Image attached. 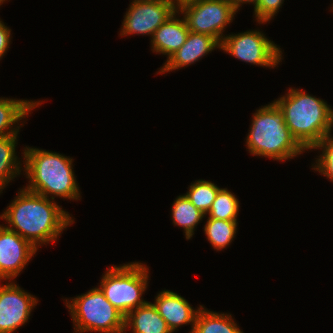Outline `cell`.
<instances>
[{
	"label": "cell",
	"instance_id": "52a82bcc",
	"mask_svg": "<svg viewBox=\"0 0 333 333\" xmlns=\"http://www.w3.org/2000/svg\"><path fill=\"white\" fill-rule=\"evenodd\" d=\"M177 11L183 14L191 32L210 35L220 44L225 36V27L237 13L227 0H197L179 7Z\"/></svg>",
	"mask_w": 333,
	"mask_h": 333
},
{
	"label": "cell",
	"instance_id": "6da1fadb",
	"mask_svg": "<svg viewBox=\"0 0 333 333\" xmlns=\"http://www.w3.org/2000/svg\"><path fill=\"white\" fill-rule=\"evenodd\" d=\"M19 192L0 217L8 222L7 229L18 233L37 249L40 244L57 240L61 232L73 224L72 217L53 199L26 188Z\"/></svg>",
	"mask_w": 333,
	"mask_h": 333
},
{
	"label": "cell",
	"instance_id": "3957f363",
	"mask_svg": "<svg viewBox=\"0 0 333 333\" xmlns=\"http://www.w3.org/2000/svg\"><path fill=\"white\" fill-rule=\"evenodd\" d=\"M28 191L54 200L55 197L80 200V191L73 172V159L39 148H24L23 152ZM50 195V196H49ZM53 195V196H52Z\"/></svg>",
	"mask_w": 333,
	"mask_h": 333
},
{
	"label": "cell",
	"instance_id": "d4e9b609",
	"mask_svg": "<svg viewBox=\"0 0 333 333\" xmlns=\"http://www.w3.org/2000/svg\"><path fill=\"white\" fill-rule=\"evenodd\" d=\"M11 29L0 20V59L5 55L10 46Z\"/></svg>",
	"mask_w": 333,
	"mask_h": 333
},
{
	"label": "cell",
	"instance_id": "4316f807",
	"mask_svg": "<svg viewBox=\"0 0 333 333\" xmlns=\"http://www.w3.org/2000/svg\"><path fill=\"white\" fill-rule=\"evenodd\" d=\"M197 1V0H171L172 4L178 9L179 7L188 4L190 2Z\"/></svg>",
	"mask_w": 333,
	"mask_h": 333
},
{
	"label": "cell",
	"instance_id": "8fae6325",
	"mask_svg": "<svg viewBox=\"0 0 333 333\" xmlns=\"http://www.w3.org/2000/svg\"><path fill=\"white\" fill-rule=\"evenodd\" d=\"M36 251L28 240L0 225V281H13Z\"/></svg>",
	"mask_w": 333,
	"mask_h": 333
},
{
	"label": "cell",
	"instance_id": "ffe728a7",
	"mask_svg": "<svg viewBox=\"0 0 333 333\" xmlns=\"http://www.w3.org/2000/svg\"><path fill=\"white\" fill-rule=\"evenodd\" d=\"M237 224V220L207 219L204 225V232L216 251H220L230 245L236 236Z\"/></svg>",
	"mask_w": 333,
	"mask_h": 333
},
{
	"label": "cell",
	"instance_id": "83f0119b",
	"mask_svg": "<svg viewBox=\"0 0 333 333\" xmlns=\"http://www.w3.org/2000/svg\"><path fill=\"white\" fill-rule=\"evenodd\" d=\"M4 1H6V0H0V6L2 5V3H3Z\"/></svg>",
	"mask_w": 333,
	"mask_h": 333
},
{
	"label": "cell",
	"instance_id": "277c9868",
	"mask_svg": "<svg viewBox=\"0 0 333 333\" xmlns=\"http://www.w3.org/2000/svg\"><path fill=\"white\" fill-rule=\"evenodd\" d=\"M246 144L249 153L280 161L292 159L305 151L291 134L283 112L274 102L256 110Z\"/></svg>",
	"mask_w": 333,
	"mask_h": 333
},
{
	"label": "cell",
	"instance_id": "9a60e30c",
	"mask_svg": "<svg viewBox=\"0 0 333 333\" xmlns=\"http://www.w3.org/2000/svg\"><path fill=\"white\" fill-rule=\"evenodd\" d=\"M128 328L133 333H172L151 302L137 307L125 316V331Z\"/></svg>",
	"mask_w": 333,
	"mask_h": 333
},
{
	"label": "cell",
	"instance_id": "30bf717a",
	"mask_svg": "<svg viewBox=\"0 0 333 333\" xmlns=\"http://www.w3.org/2000/svg\"><path fill=\"white\" fill-rule=\"evenodd\" d=\"M37 302L13 281L0 285V333H13L24 325Z\"/></svg>",
	"mask_w": 333,
	"mask_h": 333
},
{
	"label": "cell",
	"instance_id": "ba28073f",
	"mask_svg": "<svg viewBox=\"0 0 333 333\" xmlns=\"http://www.w3.org/2000/svg\"><path fill=\"white\" fill-rule=\"evenodd\" d=\"M221 50L235 58L263 67H276L282 61L280 48L258 30L224 36Z\"/></svg>",
	"mask_w": 333,
	"mask_h": 333
},
{
	"label": "cell",
	"instance_id": "7402d4cb",
	"mask_svg": "<svg viewBox=\"0 0 333 333\" xmlns=\"http://www.w3.org/2000/svg\"><path fill=\"white\" fill-rule=\"evenodd\" d=\"M239 201L227 188H221L213 201L208 218L237 220Z\"/></svg>",
	"mask_w": 333,
	"mask_h": 333
},
{
	"label": "cell",
	"instance_id": "ac0fdd59",
	"mask_svg": "<svg viewBox=\"0 0 333 333\" xmlns=\"http://www.w3.org/2000/svg\"><path fill=\"white\" fill-rule=\"evenodd\" d=\"M17 135L0 136V193L5 186L20 175L22 167L16 156Z\"/></svg>",
	"mask_w": 333,
	"mask_h": 333
},
{
	"label": "cell",
	"instance_id": "5bb4252c",
	"mask_svg": "<svg viewBox=\"0 0 333 333\" xmlns=\"http://www.w3.org/2000/svg\"><path fill=\"white\" fill-rule=\"evenodd\" d=\"M175 11L153 34L152 51L167 55L169 59L185 43L189 34L184 18L177 19Z\"/></svg>",
	"mask_w": 333,
	"mask_h": 333
},
{
	"label": "cell",
	"instance_id": "d6986e66",
	"mask_svg": "<svg viewBox=\"0 0 333 333\" xmlns=\"http://www.w3.org/2000/svg\"><path fill=\"white\" fill-rule=\"evenodd\" d=\"M171 211L173 224L183 227L187 240L192 238L195 227L205 216L185 195H180L175 199Z\"/></svg>",
	"mask_w": 333,
	"mask_h": 333
},
{
	"label": "cell",
	"instance_id": "603a6c76",
	"mask_svg": "<svg viewBox=\"0 0 333 333\" xmlns=\"http://www.w3.org/2000/svg\"><path fill=\"white\" fill-rule=\"evenodd\" d=\"M313 149L323 150L312 169L333 182V137L331 134H327Z\"/></svg>",
	"mask_w": 333,
	"mask_h": 333
},
{
	"label": "cell",
	"instance_id": "44dd1931",
	"mask_svg": "<svg viewBox=\"0 0 333 333\" xmlns=\"http://www.w3.org/2000/svg\"><path fill=\"white\" fill-rule=\"evenodd\" d=\"M188 188V192L184 195L197 209L207 215L218 191L221 188L206 180H197Z\"/></svg>",
	"mask_w": 333,
	"mask_h": 333
},
{
	"label": "cell",
	"instance_id": "5b68a950",
	"mask_svg": "<svg viewBox=\"0 0 333 333\" xmlns=\"http://www.w3.org/2000/svg\"><path fill=\"white\" fill-rule=\"evenodd\" d=\"M75 332L125 333V316L106 298L99 287L65 299Z\"/></svg>",
	"mask_w": 333,
	"mask_h": 333
},
{
	"label": "cell",
	"instance_id": "9c48e42d",
	"mask_svg": "<svg viewBox=\"0 0 333 333\" xmlns=\"http://www.w3.org/2000/svg\"><path fill=\"white\" fill-rule=\"evenodd\" d=\"M132 3V4H131ZM124 16L121 36L151 35L177 11L170 0H133Z\"/></svg>",
	"mask_w": 333,
	"mask_h": 333
},
{
	"label": "cell",
	"instance_id": "4fadbf2b",
	"mask_svg": "<svg viewBox=\"0 0 333 333\" xmlns=\"http://www.w3.org/2000/svg\"><path fill=\"white\" fill-rule=\"evenodd\" d=\"M215 48H221V44L212 36L189 31L185 43L176 51L159 70V73L170 72L197 62L199 59L211 53Z\"/></svg>",
	"mask_w": 333,
	"mask_h": 333
},
{
	"label": "cell",
	"instance_id": "7c38bea8",
	"mask_svg": "<svg viewBox=\"0 0 333 333\" xmlns=\"http://www.w3.org/2000/svg\"><path fill=\"white\" fill-rule=\"evenodd\" d=\"M153 305L157 308L158 313L165 319L167 326L172 331L182 325H191L193 332L195 320L202 305L196 310L181 295L170 291L163 290L158 293Z\"/></svg>",
	"mask_w": 333,
	"mask_h": 333
},
{
	"label": "cell",
	"instance_id": "e0dca14e",
	"mask_svg": "<svg viewBox=\"0 0 333 333\" xmlns=\"http://www.w3.org/2000/svg\"><path fill=\"white\" fill-rule=\"evenodd\" d=\"M231 314L217 313L200 308L192 333H243Z\"/></svg>",
	"mask_w": 333,
	"mask_h": 333
},
{
	"label": "cell",
	"instance_id": "8992f818",
	"mask_svg": "<svg viewBox=\"0 0 333 333\" xmlns=\"http://www.w3.org/2000/svg\"><path fill=\"white\" fill-rule=\"evenodd\" d=\"M148 268L139 262L108 268L100 289L105 298L124 316L147 301L142 299L148 285Z\"/></svg>",
	"mask_w": 333,
	"mask_h": 333
},
{
	"label": "cell",
	"instance_id": "2e32d148",
	"mask_svg": "<svg viewBox=\"0 0 333 333\" xmlns=\"http://www.w3.org/2000/svg\"><path fill=\"white\" fill-rule=\"evenodd\" d=\"M39 105L40 101L0 98V136L18 135L20 126L15 127V124L20 123V120L26 118L28 113Z\"/></svg>",
	"mask_w": 333,
	"mask_h": 333
},
{
	"label": "cell",
	"instance_id": "7a4b0ae2",
	"mask_svg": "<svg viewBox=\"0 0 333 333\" xmlns=\"http://www.w3.org/2000/svg\"><path fill=\"white\" fill-rule=\"evenodd\" d=\"M273 101L283 112L284 121L297 142L307 151L312 149L333 127V109L323 100L299 89Z\"/></svg>",
	"mask_w": 333,
	"mask_h": 333
},
{
	"label": "cell",
	"instance_id": "484cf974",
	"mask_svg": "<svg viewBox=\"0 0 333 333\" xmlns=\"http://www.w3.org/2000/svg\"><path fill=\"white\" fill-rule=\"evenodd\" d=\"M236 10H240L239 7H241L240 5L244 4V3H252L254 4V7L256 5V3L258 2V0H227Z\"/></svg>",
	"mask_w": 333,
	"mask_h": 333
},
{
	"label": "cell",
	"instance_id": "cb8c5ba5",
	"mask_svg": "<svg viewBox=\"0 0 333 333\" xmlns=\"http://www.w3.org/2000/svg\"><path fill=\"white\" fill-rule=\"evenodd\" d=\"M284 0H258L254 7L257 22L265 23L270 21L282 6Z\"/></svg>",
	"mask_w": 333,
	"mask_h": 333
}]
</instances>
